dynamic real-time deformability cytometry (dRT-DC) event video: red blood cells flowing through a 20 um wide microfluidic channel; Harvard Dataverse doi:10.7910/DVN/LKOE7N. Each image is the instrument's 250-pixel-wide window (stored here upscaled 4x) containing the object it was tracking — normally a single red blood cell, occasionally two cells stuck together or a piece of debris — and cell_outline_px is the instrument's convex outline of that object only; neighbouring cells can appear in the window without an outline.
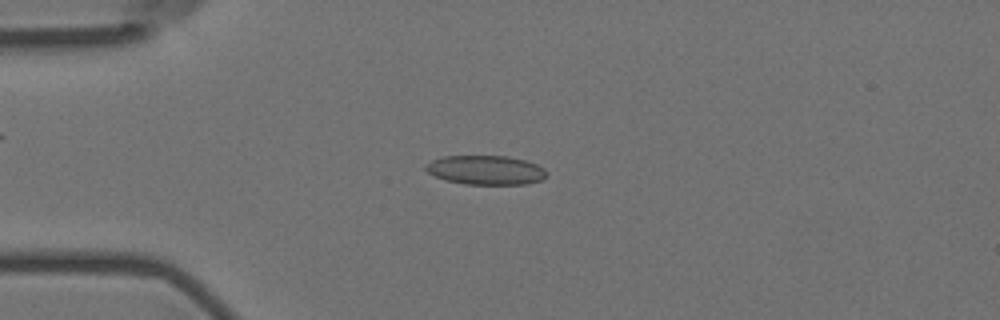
{"species": "Egyptian fruit bat (a non-hibernating species)", "species_latin": "Rousettus aegyptiacus", "temperature_condition": "room temperature", "stored_images_in_passage": 56, "camera_frame_rate_fps": 3000, "um_per_image_px": 0.085, "animal": {"sex": "female"}, "frame": {"image": 1, "passage_image": 14, "time_ms": 4.333, "image_size_px": [1000, 320], "cell_outline_px": [[548, 176], [540, 180], [528, 184], [464, 184], [444, 180], [428, 172], [424, 168], [424, 164], [432, 160], [444, 156], [508, 156], [524, 160], [536, 164], [544, 168], [548, 172]], "centroid_in_image_um": [41.29, 14.45], "position_along_channel_um": 43.7, "area_um2": 20.69}}
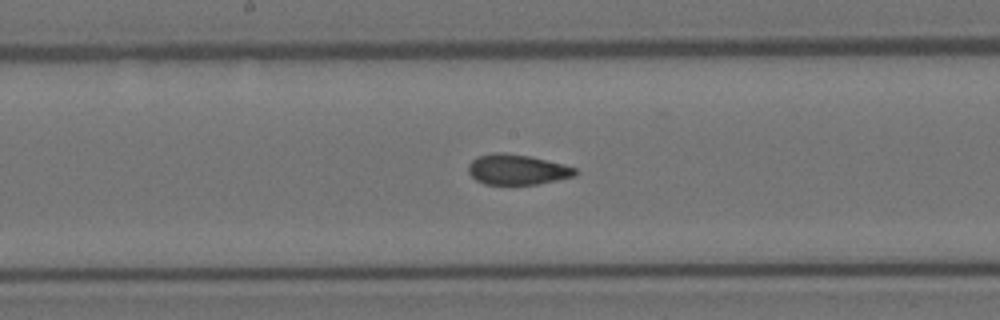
{"frame": {"image": 2, "passage_image": 29, "time_ms": 9.333, "image_size_px": [1000, 320], "cell_outline_px": [[576, 176], [536, 184], [484, 184], [476, 180], [468, 172], [468, 164], [472, 160], [480, 156], [492, 152], [500, 152], [532, 156], [564, 164], [576, 168]], "centroid_in_image_um": [43.96, 14.4], "position_along_channel_um": 204.2, "area_um2": 18.9}}
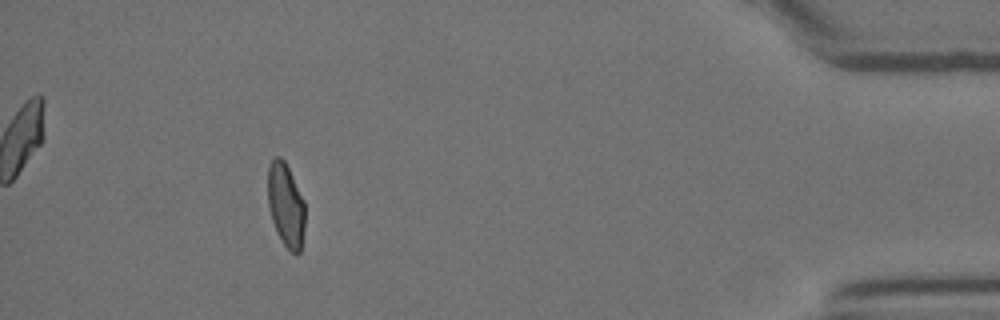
{"frame": {"image": 3, "passage_image": 51, "time_ms": 16.667, "image_size_px": [1000, 320], "cell_outline_px": [[304, 228], [300, 252], [296, 256], [280, 240], [276, 232], [268, 208], [268, 168], [272, 160], [276, 156], [280, 156], [284, 160], [304, 200]], "centroid_in_image_um": [24.28, 17.45], "position_along_channel_um": 410.9, "area_um2": 18.09}, "authors_computed_cell_mechanics": {"area_um2": 19.4786, "velocity_mm_per_s": 3.6244, "shape_relaxation_time_tau1_ms": null, "shape_relaxation_time_tau2_ms": 1.0888, "deformation_change_tau1": null, "deformation_change_tau2": 0.0539}}